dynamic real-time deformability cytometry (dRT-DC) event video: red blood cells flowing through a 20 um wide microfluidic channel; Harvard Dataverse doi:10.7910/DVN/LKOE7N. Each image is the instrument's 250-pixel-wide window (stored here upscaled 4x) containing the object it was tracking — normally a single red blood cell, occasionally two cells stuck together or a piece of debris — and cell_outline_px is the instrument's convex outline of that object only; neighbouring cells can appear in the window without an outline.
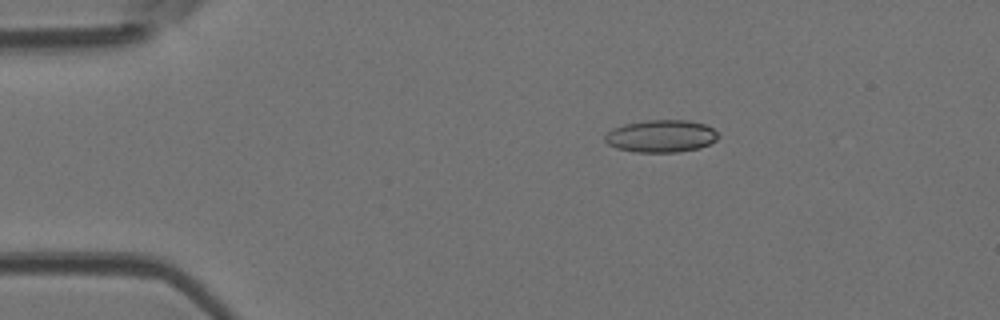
{"species": "Egyptian fruit bat (a non-hibernating species)", "species_latin": "Rousettus aegyptiacus", "temperature_condition": "room temperature", "stored_images_in_passage": 4, "camera_frame_rate_fps": 3000, "um_per_image_px": 0.085, "animal": {"sex": "female"}, "frame": {"image": 1, "passage_image": 3, "time_ms": 0.667, "image_size_px": [1000, 320], "cell_outline_px": [[720, 136], [716, 140], [700, 148], [676, 152], [636, 152], [616, 148], [608, 144], [604, 140], [604, 136], [612, 128], [624, 124], [648, 120], [688, 120], [704, 124], [712, 128]], "centroid_in_image_um": [56.18, 11.57], "position_along_channel_um": 28.8, "area_um2": 21.39}}